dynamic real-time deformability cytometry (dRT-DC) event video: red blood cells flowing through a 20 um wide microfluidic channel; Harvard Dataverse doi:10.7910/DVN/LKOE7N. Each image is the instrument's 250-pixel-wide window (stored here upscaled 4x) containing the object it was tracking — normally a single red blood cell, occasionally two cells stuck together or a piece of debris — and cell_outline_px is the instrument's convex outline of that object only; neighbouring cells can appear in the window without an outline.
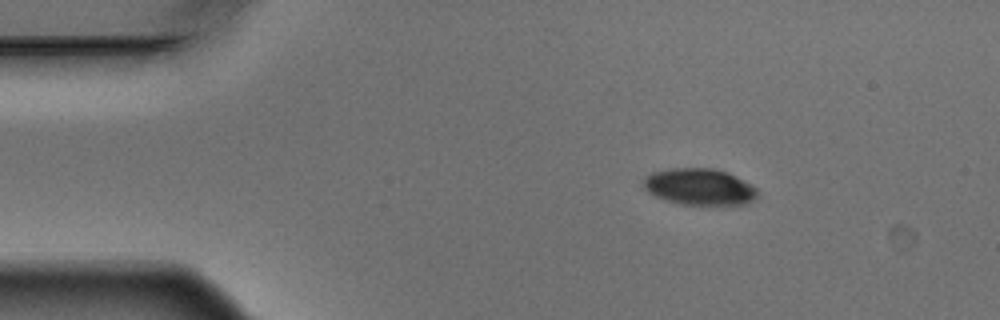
{"species": "Egyptian fruit bat (a non-hibernating species)", "species_latin": "Rousettus aegyptiacus", "temperature_condition": "warm", "stored_images_in_passage": 3, "camera_frame_rate_fps": 3000, "um_per_image_px": 0.085, "animal": {"sex": "male"}, "frame": {"image": 1, "passage_image": 1, "time_ms": 0.0, "image_size_px": [1000, 320], "cell_outline_px": [[760, 192], [752, 200], [744, 204], [680, 204], [656, 196], [648, 192], [644, 188], [644, 176], [652, 172], [672, 168], [712, 168], [728, 172], [756, 188]], "centroid_in_image_um": [59.44, 15.86], "position_along_channel_um": 25.6, "area_um2": 23.99}}